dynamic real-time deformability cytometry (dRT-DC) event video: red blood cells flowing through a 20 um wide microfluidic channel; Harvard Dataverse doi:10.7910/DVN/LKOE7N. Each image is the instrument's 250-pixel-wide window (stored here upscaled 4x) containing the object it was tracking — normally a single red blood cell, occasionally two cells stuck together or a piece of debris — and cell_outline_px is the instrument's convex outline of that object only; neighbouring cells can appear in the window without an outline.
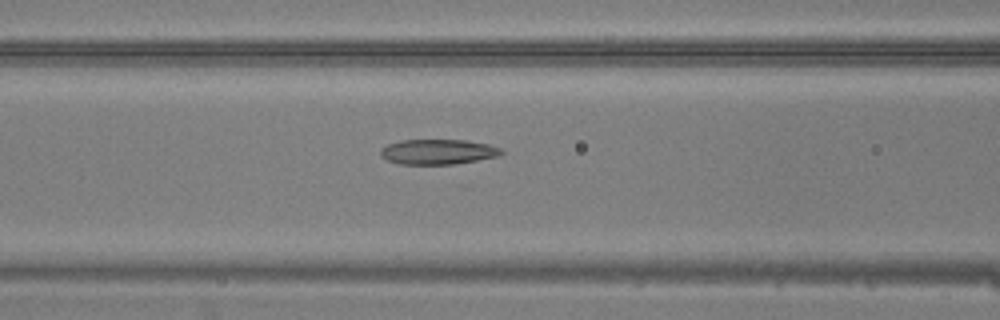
{"species": "common noctule bat (a hibernating species)", "species_latin": "Nyctalus noctula", "temperature_condition": "warm", "stored_images_in_passage": 11, "camera_frame_rate_fps": 3000, "um_per_image_px": 0.085, "animal": {"sex": "male", "body_mass_g": 20.5, "forearm_length_mm": 52.5}, "frame": {"image": 1, "passage_image": 7, "time_ms": 2.0, "image_size_px": [1000, 320], "cell_outline_px": [[504, 152], [500, 156], [456, 164], [400, 164], [388, 160], [380, 156], [380, 148], [388, 144], [400, 140], [464, 140], [488, 144], [500, 148]], "centroid_in_image_um": [37.22, 12.9], "position_along_channel_um": 129.4, "area_um2": 17.74}}
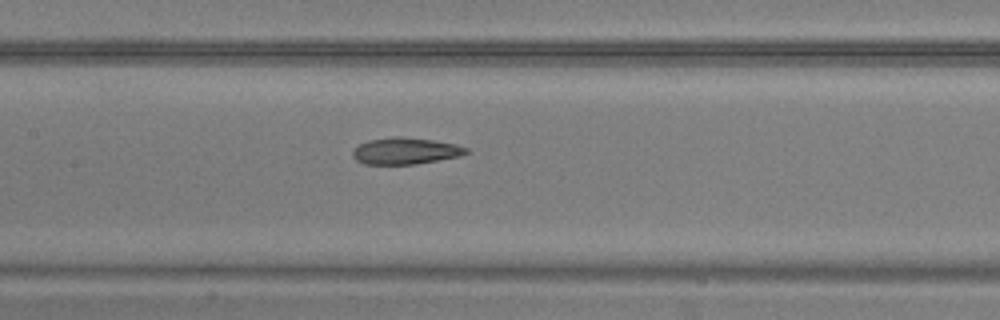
{"frame": {"image": 2, "passage_image": 10, "time_ms": 3.0, "image_size_px": [1000, 320], "cell_outline_px": [[468, 152], [460, 156], [416, 164], [364, 164], [356, 160], [352, 156], [352, 148], [368, 140], [392, 136], [400, 136], [432, 140], [456, 144], [468, 148]], "centroid_in_image_um": [34.42, 12.82], "position_along_channel_um": 173.0, "area_um2": 17.69}}